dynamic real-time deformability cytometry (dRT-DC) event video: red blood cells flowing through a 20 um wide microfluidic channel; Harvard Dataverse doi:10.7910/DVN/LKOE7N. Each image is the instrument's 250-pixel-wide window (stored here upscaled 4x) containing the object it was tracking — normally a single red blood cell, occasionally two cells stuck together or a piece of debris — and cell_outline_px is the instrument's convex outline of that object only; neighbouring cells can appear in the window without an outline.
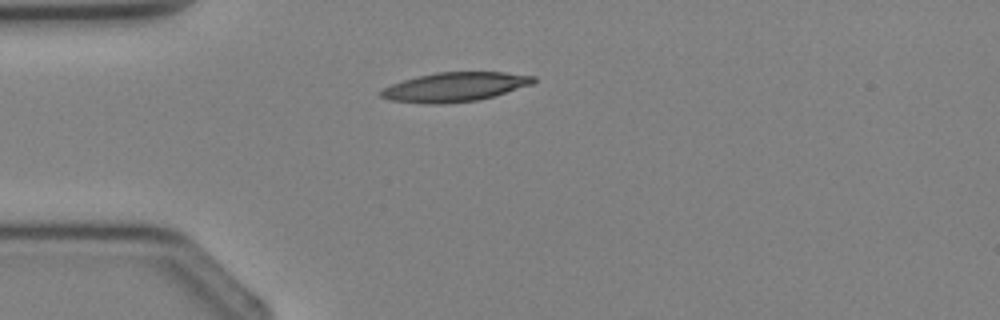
{"species": "Egyptian fruit bat (a non-hibernating species)", "species_latin": "Rousettus aegyptiacus", "temperature_condition": "cold", "stored_images_in_passage": 2, "segment_of_instrument_passage": [1, 2], "camera_frame_rate_fps": 3000, "um_per_image_px": 0.085, "animal": {"sex": "female"}, "frame": {"image": 1, "passage_image": 1, "time_ms": 0.0, "image_size_px": [1000, 320], "cell_outline_px": [[536, 80], [532, 84], [492, 96], [476, 100], [436, 104], [424, 104], [388, 100], [380, 96], [380, 92], [384, 88], [392, 84], [404, 80], [436, 72], [504, 72], [536, 76]], "centroid_in_image_um": [38.64, 7.39], "position_along_channel_um": 46.4, "area_um2": 25.66}}